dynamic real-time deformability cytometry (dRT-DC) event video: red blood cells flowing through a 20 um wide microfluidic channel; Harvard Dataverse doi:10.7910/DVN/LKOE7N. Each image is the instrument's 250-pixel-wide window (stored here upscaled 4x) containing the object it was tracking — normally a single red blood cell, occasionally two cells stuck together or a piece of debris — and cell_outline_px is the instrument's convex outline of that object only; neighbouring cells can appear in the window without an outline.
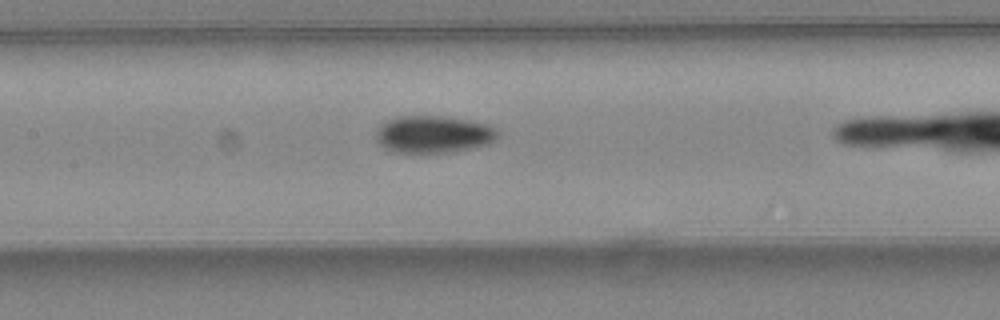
{"species": "common noctule bat (a hibernating species)", "species_latin": "Nyctalus noctula", "temperature_condition": "warm", "stored_images_in_passage": 35, "camera_frame_rate_fps": 3000, "um_per_image_px": 0.085, "animal": {"sex": "female", "body_mass_g": 24.6, "forearm_length_mm": 56.2}, "frame": {"image": 1, "passage_image": 20, "time_ms": 6.333, "image_size_px": [1000, 320], "cell_outline_px": [[500, 132], [488, 144], [472, 148], [452, 152], [392, 152], [384, 148], [376, 140], [376, 132], [380, 124], [396, 116], [448, 116], [472, 120], [488, 124], [496, 128]], "centroid_in_image_um": [36.84, 11.4], "position_along_channel_um": 170.6, "area_um2": 26.65}}
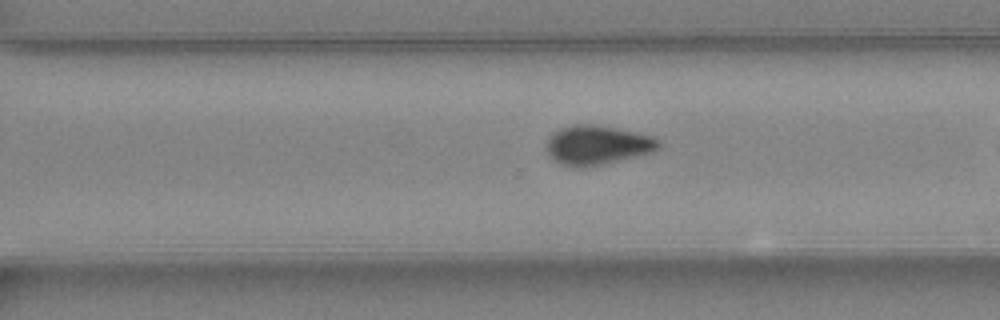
{"frame": {"image": 2, "passage_image": 30, "time_ms": 9.667, "image_size_px": [1000, 320], "cell_outline_px": [[660, 148], [652, 152], [588, 168], [572, 168], [560, 164], [552, 160], [548, 156], [548, 136], [552, 132], [560, 128], [572, 124], [596, 124], [636, 132], [652, 136], [660, 140]], "centroid_in_image_um": [50.74, 12.34], "position_along_channel_um": 319.9, "area_um2": 26.13}}
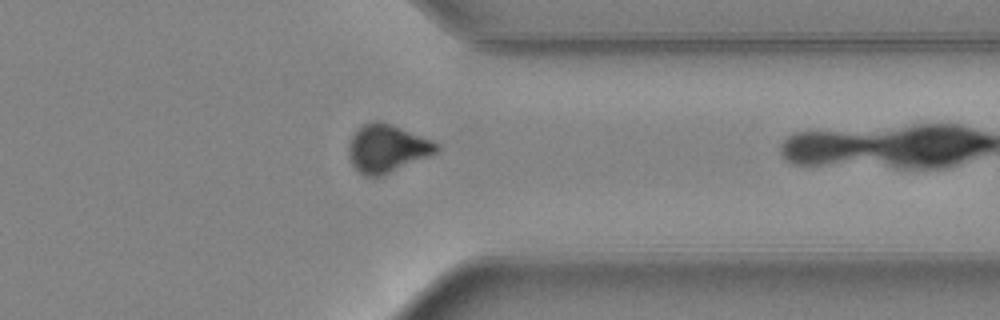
{"frame": {"image": 3, "passage_image": 34, "time_ms": 11.0, "image_size_px": [1000, 320], "cell_outline_px": [[440, 148], [436, 152], [428, 156], [384, 176], [364, 176], [352, 164], [348, 156], [348, 144], [356, 128], [364, 124], [376, 120], [380, 120], [392, 124], [432, 140], [440, 144]], "centroid_in_image_um": [32.88, 12.61], "position_along_channel_um": 378.5, "area_um2": 24.68}}